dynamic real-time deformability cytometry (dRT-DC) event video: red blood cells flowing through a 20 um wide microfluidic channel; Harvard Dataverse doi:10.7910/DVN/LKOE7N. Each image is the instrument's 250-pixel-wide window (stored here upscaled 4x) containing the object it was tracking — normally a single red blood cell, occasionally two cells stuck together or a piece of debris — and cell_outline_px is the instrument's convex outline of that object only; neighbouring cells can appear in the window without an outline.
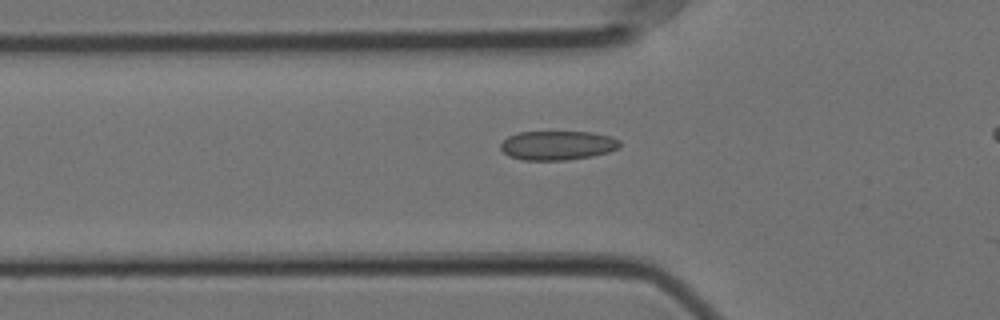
{"species": "Egyptian fruit bat (a non-hibernating species)", "species_latin": "Rousettus aegyptiacus", "temperature_condition": "cold", "stored_images_in_passage": 40, "camera_frame_rate_fps": 3000, "um_per_image_px": 0.085, "animal": {"sex": "female"}, "frame": {"image": 1, "passage_image": 12, "time_ms": 3.667, "image_size_px": [1000, 320], "cell_outline_px": [[620, 148], [608, 152], [592, 156], [564, 160], [524, 160], [508, 156], [500, 148], [500, 144], [508, 136], [520, 132], [592, 132], [612, 136], [620, 140]], "centroid_in_image_um": [47.41, 12.35], "position_along_channel_um": 78.4, "area_um2": 20.35}}
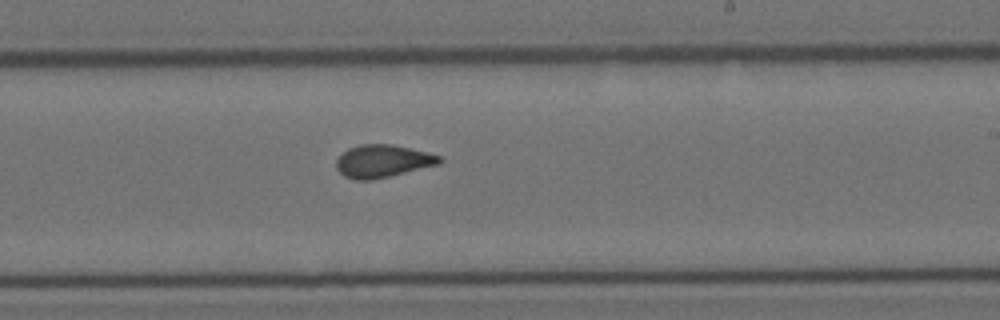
{"frame": {"image": 2, "passage_image": 27, "time_ms": 8.667, "image_size_px": [1000, 320], "cell_outline_px": [[444, 160], [440, 164], [372, 180], [356, 180], [344, 176], [336, 168], [336, 160], [348, 148], [360, 144], [392, 144], [428, 152], [440, 156]], "centroid_in_image_um": [32.54, 13.69], "position_along_channel_um": 256.5, "area_um2": 19.65}}
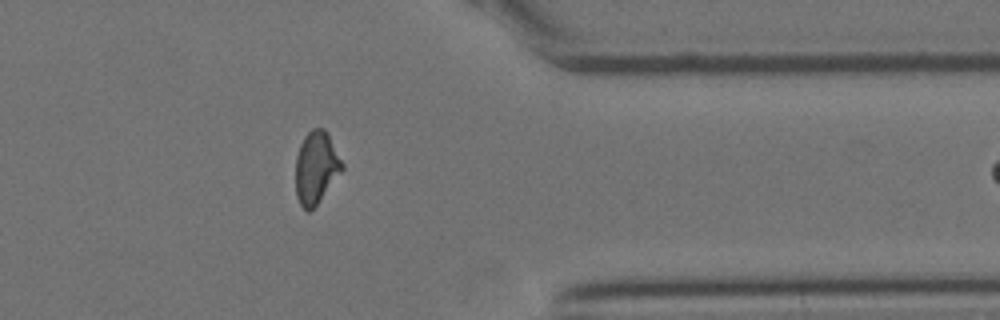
{"frame": {"image": 3, "passage_image": 39, "time_ms": 12.667, "image_size_px": [1000, 320], "cell_outline_px": [[344, 168], [316, 204], [308, 212], [300, 204], [296, 196], [296, 156], [300, 144], [304, 136], [312, 128], [324, 128], [328, 132], [344, 164]], "centroid_in_image_um": [26.87, 14.19], "position_along_channel_um": 384.5, "area_um2": 19.48}}